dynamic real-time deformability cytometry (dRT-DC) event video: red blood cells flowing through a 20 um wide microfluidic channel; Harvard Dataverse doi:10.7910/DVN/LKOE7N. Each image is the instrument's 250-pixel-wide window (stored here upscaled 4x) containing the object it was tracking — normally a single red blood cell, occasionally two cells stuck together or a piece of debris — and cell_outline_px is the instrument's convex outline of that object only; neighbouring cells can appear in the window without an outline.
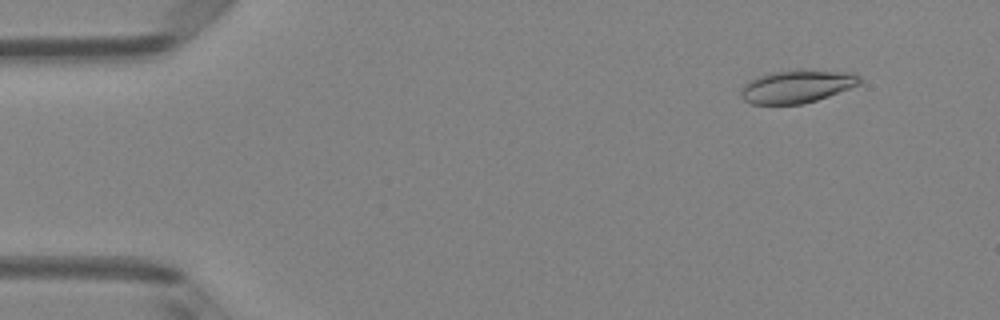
{"species": "Egyptian fruit bat (a non-hibernating species)", "species_latin": "Rousettus aegyptiacus", "temperature_condition": "room temperature", "stored_images_in_passage": 49, "camera_frame_rate_fps": 3000, "um_per_image_px": 0.085, "animal": {"sex": "female"}, "frame": {"image": 1, "passage_image": 5, "time_ms": 1.333, "image_size_px": [1000, 320], "cell_outline_px": [[860, 84], [828, 96], [804, 104], [752, 104], [744, 100], [740, 96], [740, 92], [744, 84], [748, 80], [772, 72], [800, 68], [852, 72], [860, 76]], "centroid_in_image_um": [67.74, 7.32], "position_along_channel_um": 17.3, "area_um2": 23.12}}
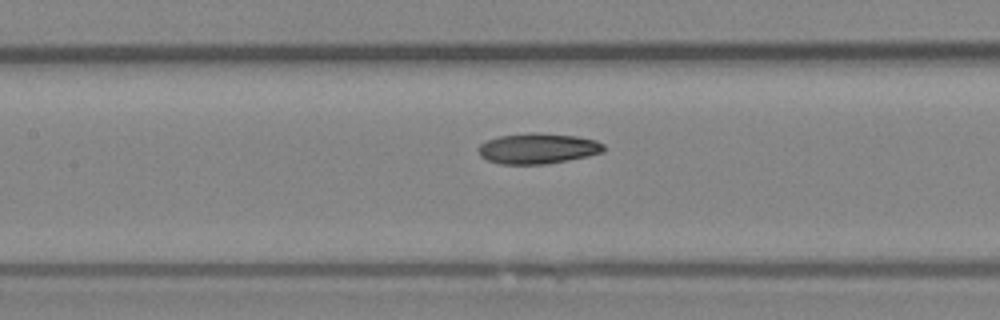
{"frame": {"image": 2, "passage_image": 23, "time_ms": 7.333, "image_size_px": [1000, 320], "cell_outline_px": [[604, 152], [588, 156], [568, 160], [544, 164], [500, 164], [488, 160], [480, 156], [476, 148], [480, 144], [488, 140], [500, 136], [532, 132], [536, 132], [576, 136], [596, 140], [604, 144]], "centroid_in_image_um": [45.71, 12.62], "position_along_channel_um": 161.7, "area_um2": 22.37}}
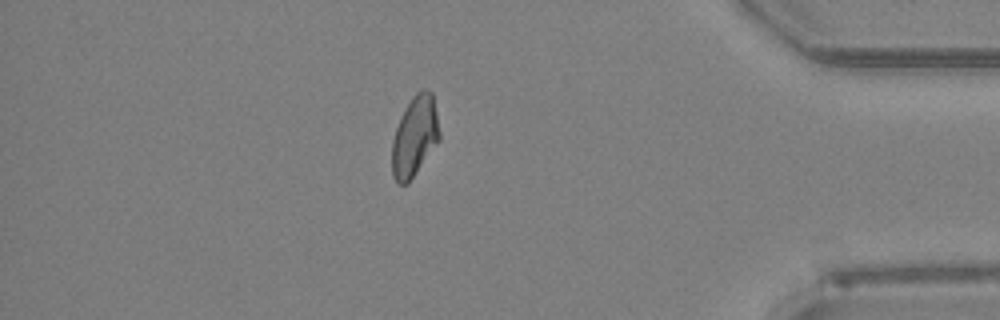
{"frame": {"image": 3, "passage_image": 43, "time_ms": 14.0, "image_size_px": [1000, 320], "cell_outline_px": [[440, 140], [408, 184], [400, 184], [392, 176], [392, 140], [400, 116], [412, 96], [420, 88], [424, 88], [432, 92], [440, 132]], "centroid_in_image_um": [35.25, 11.58], "position_along_channel_um": 399.9, "area_um2": 22.37}, "authors_computed_cell_mechanics": {"area_um2": 22.3686, "velocity_mm_per_s": 4.1225, "shape_relaxation_time_tau1_ms": null, "shape_relaxation_time_tau2_ms": 3.695, "deformation_change_tau1": null, "deformation_change_tau2": 0.1002}}